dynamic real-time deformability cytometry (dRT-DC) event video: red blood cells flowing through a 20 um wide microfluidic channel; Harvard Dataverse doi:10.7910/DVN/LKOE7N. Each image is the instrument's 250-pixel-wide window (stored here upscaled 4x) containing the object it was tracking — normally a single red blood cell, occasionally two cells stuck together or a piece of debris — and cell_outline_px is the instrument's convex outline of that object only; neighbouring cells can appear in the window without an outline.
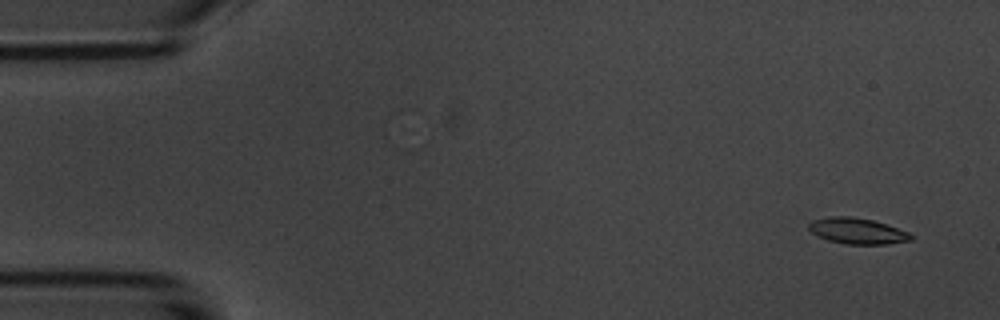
{"species": "common noctule bat (a hibernating species)", "species_latin": "Nyctalus noctula", "temperature_condition": "room temperature", "stored_images_in_passage": 5, "segment_of_instrument_passage": [1, 2], "camera_frame_rate_fps": 3000, "um_per_image_px": 0.085, "animal": {"sex": "male", "body_mass_g": 20.1, "forearm_length_mm": 53.5}, "frame": {"image": 1, "passage_image": 1, "time_ms": 0.0, "image_size_px": [1000, 320], "cell_outline_px": [[912, 240], [888, 244], [844, 244], [828, 240], [812, 232], [808, 228], [808, 224], [812, 220], [828, 216], [852, 216], [872, 220], [908, 232], [912, 236]], "centroid_in_image_um": [72.84, 19.63], "position_along_channel_um": 12.2, "area_um2": 15.32}}